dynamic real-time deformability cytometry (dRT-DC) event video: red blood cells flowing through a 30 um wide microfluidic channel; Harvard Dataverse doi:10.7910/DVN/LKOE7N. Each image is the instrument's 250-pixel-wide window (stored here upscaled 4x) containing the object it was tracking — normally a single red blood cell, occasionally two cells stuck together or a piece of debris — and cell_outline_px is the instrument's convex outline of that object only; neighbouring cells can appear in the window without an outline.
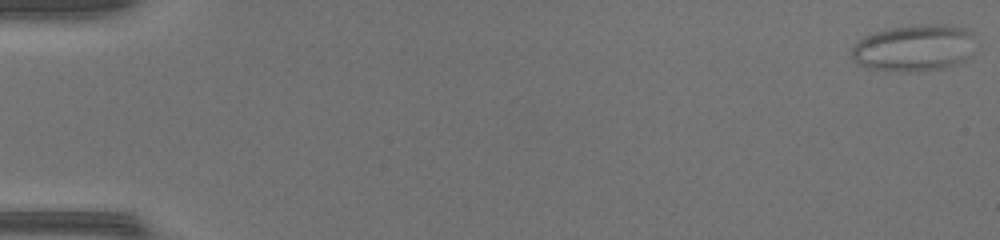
{"species": "common noctule bat (a hibernating species)", "species_latin": "Nyctalus noctula", "temperature_condition": "warm", "stored_images_in_passage": 49, "camera_frame_rate_fps": 3000, "um_per_image_px": 0.085, "animal": {"sex": "female", "body_mass_g": 17.0, "forearm_length_mm": 48.0}, "frame": {"image": 1, "passage_image": 1, "time_ms": 0.0, "image_size_px": [1000, 240], "cell_outline_px": [[972, 52], [960, 64], [940, 68], [908, 72], [868, 68], [860, 64], [852, 56], [852, 48], [864, 36], [884, 28], [912, 24], [948, 24], [964, 28], [972, 32]], "centroid_in_image_um": [77.71, 4.04], "position_along_channel_um": 7.3, "area_um2": 33.76}}
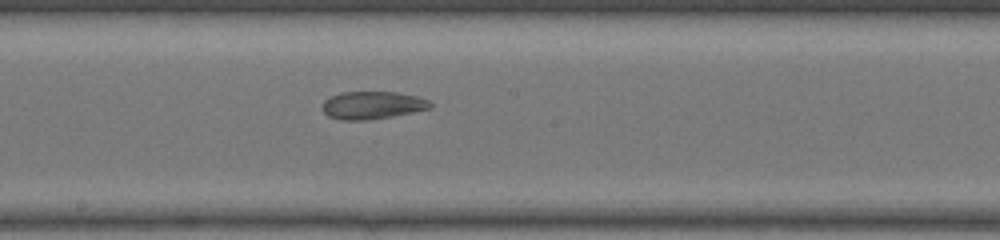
{"frame": {"image": 2, "passage_image": 28, "time_ms": 9.0, "image_size_px": [1000, 240], "cell_outline_px": [[432, 108], [392, 116], [368, 120], [340, 120], [328, 116], [324, 112], [324, 100], [340, 92], [396, 92], [416, 96], [428, 100], [432, 104]], "centroid_in_image_um": [31.66, 8.94], "position_along_channel_um": 216.5, "area_um2": 17.28}}
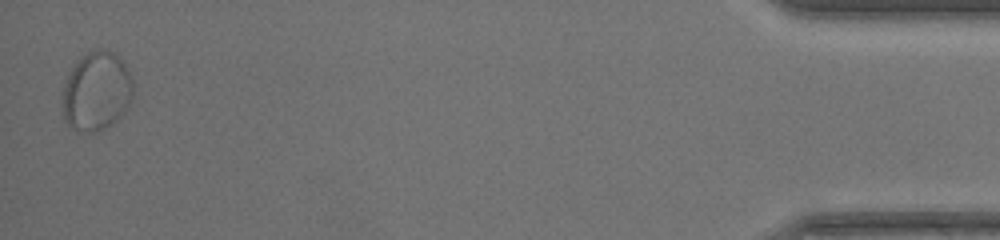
{"frame": {"image": 3, "passage_image": 49, "time_ms": 16.0, "image_size_px": [1000, 240], "cell_outline_px": [[132, 100], [124, 112], [112, 124], [96, 132], [80, 132], [72, 128], [64, 120], [60, 104], [64, 84], [68, 72], [76, 60], [80, 56], [88, 52], [100, 48], [112, 52], [124, 60], [132, 80]], "centroid_in_image_um": [8.17, 7.76], "position_along_channel_um": 427.0, "area_um2": 33.18}, "authors_computed_cell_mechanics": {"area_um2": 24.1604, "velocity_mm_per_s": 4.2708, "shape_relaxation_time_tau1_ms": null, "shape_relaxation_time_tau2_ms": 1.4382, "deformation_change_tau1": null, "deformation_change_tau2": 0.0595}}